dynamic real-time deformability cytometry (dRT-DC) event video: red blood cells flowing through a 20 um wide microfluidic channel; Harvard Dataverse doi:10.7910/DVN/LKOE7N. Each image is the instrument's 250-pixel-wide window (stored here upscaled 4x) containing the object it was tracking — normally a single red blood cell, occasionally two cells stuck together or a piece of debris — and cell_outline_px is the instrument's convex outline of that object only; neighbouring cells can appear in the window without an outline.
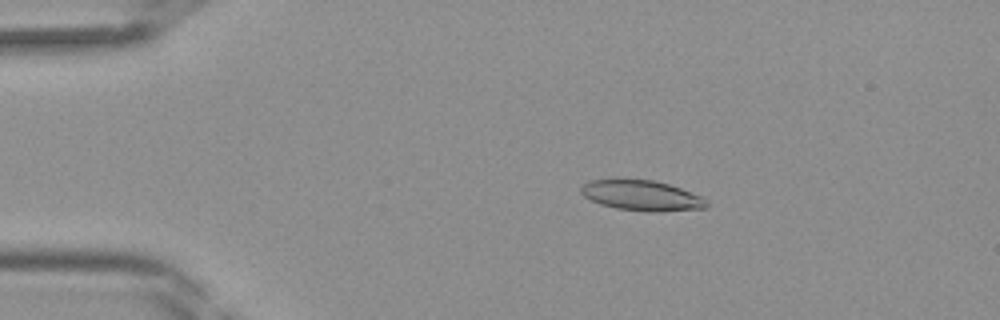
{"species": "Egyptian fruit bat (a non-hibernating species)", "species_latin": "Rousettus aegyptiacus", "temperature_condition": "room temperature", "stored_images_in_passage": 41, "camera_frame_rate_fps": 3000, "um_per_image_px": 0.085, "frame": {"image": 1, "passage_image": 7, "time_ms": 2.0, "image_size_px": [1000, 320], "cell_outline_px": [[708, 204], [704, 208], [656, 212], [648, 212], [616, 208], [600, 204], [584, 196], [580, 192], [580, 188], [588, 180], [652, 180], [668, 184], [704, 196]], "centroid_in_image_um": [54.56, 16.63], "position_along_channel_um": 30.4, "area_um2": 22.02}}
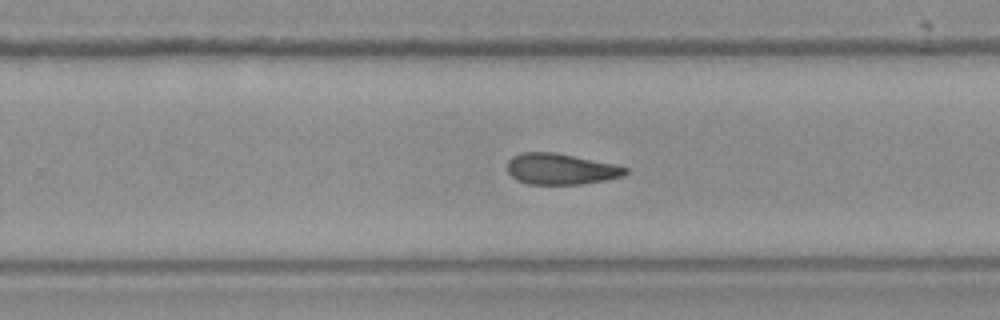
{"frame": {"image": 2, "passage_image": 26, "time_ms": 8.333, "image_size_px": [1000, 320], "cell_outline_px": [[628, 172], [624, 176], [604, 180], [580, 184], [528, 184], [516, 180], [508, 172], [508, 160], [512, 156], [520, 152], [552, 152], [616, 164], [628, 168]], "centroid_in_image_um": [47.66, 14.36], "position_along_channel_um": 282.1, "area_um2": 21.33}}
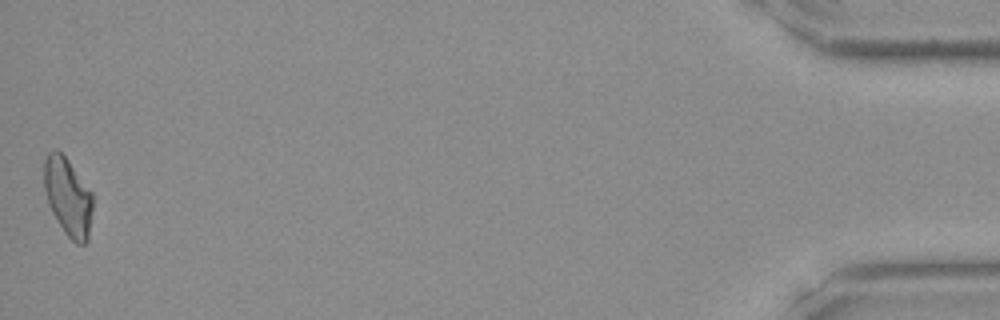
{"frame": {"image": 3, "passage_image": 41, "time_ms": 13.333, "image_size_px": [1000, 320], "cell_outline_px": [[92, 212], [88, 240], [84, 244], [76, 244], [64, 232], [52, 212], [48, 204], [44, 188], [44, 160], [48, 152], [56, 148], [68, 160], [92, 192]], "centroid_in_image_um": [5.77, 16.73], "position_along_channel_um": 429.4, "area_um2": 22.14}}